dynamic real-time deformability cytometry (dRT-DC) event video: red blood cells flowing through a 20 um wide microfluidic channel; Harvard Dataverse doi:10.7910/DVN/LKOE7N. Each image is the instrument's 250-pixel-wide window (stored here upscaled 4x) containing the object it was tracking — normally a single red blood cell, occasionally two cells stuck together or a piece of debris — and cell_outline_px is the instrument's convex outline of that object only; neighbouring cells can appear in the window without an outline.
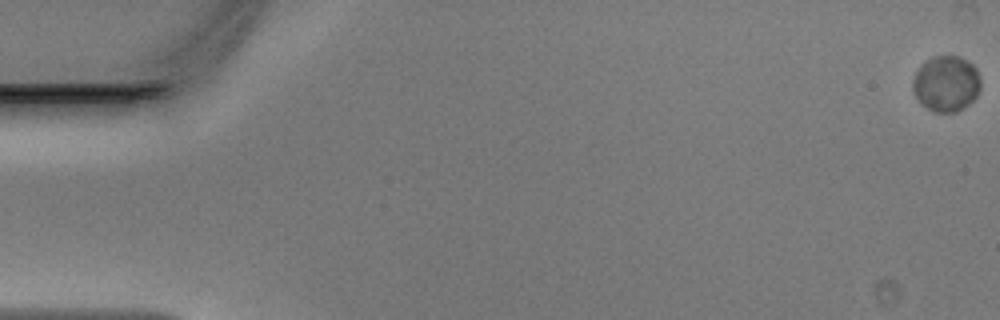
{"species": "Egyptian fruit bat (a non-hibernating species)", "species_latin": "Rousettus aegyptiacus", "temperature_condition": "warm", "stored_images_in_passage": 8, "camera_frame_rate_fps": 3000, "um_per_image_px": 0.085, "animal": {"sex": "male"}, "frame": {"image": 1, "passage_image": 1, "time_ms": 0.0, "image_size_px": [1000, 320], "cell_outline_px": [[980, 88], [976, 96], [968, 104], [956, 112], [932, 112], [920, 104], [912, 88], [912, 80], [920, 64], [924, 60], [932, 56], [960, 56], [972, 64], [976, 68], [980, 76]], "centroid_in_image_um": [80.4, 7.1], "position_along_channel_um": 4.6, "area_um2": 22.31}}